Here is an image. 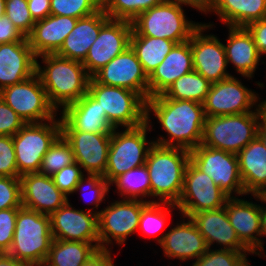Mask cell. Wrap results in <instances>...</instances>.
I'll list each match as a JSON object with an SVG mask.
<instances>
[{
	"mask_svg": "<svg viewBox=\"0 0 266 266\" xmlns=\"http://www.w3.org/2000/svg\"><path fill=\"white\" fill-rule=\"evenodd\" d=\"M152 112L168 135L167 139L162 135L153 140L155 144L188 151L201 144L206 120L202 103L158 95L146 101V118H150Z\"/></svg>",
	"mask_w": 266,
	"mask_h": 266,
	"instance_id": "obj_1",
	"label": "cell"
},
{
	"mask_svg": "<svg viewBox=\"0 0 266 266\" xmlns=\"http://www.w3.org/2000/svg\"><path fill=\"white\" fill-rule=\"evenodd\" d=\"M38 58H42L44 67L36 60V73L46 90L50 104L57 112L77 102L88 92L91 77L82 62L56 54H43L36 57Z\"/></svg>",
	"mask_w": 266,
	"mask_h": 266,
	"instance_id": "obj_2",
	"label": "cell"
},
{
	"mask_svg": "<svg viewBox=\"0 0 266 266\" xmlns=\"http://www.w3.org/2000/svg\"><path fill=\"white\" fill-rule=\"evenodd\" d=\"M189 161L190 151L154 143L145 162L150 177L151 197H159V202L177 204Z\"/></svg>",
	"mask_w": 266,
	"mask_h": 266,
	"instance_id": "obj_3",
	"label": "cell"
},
{
	"mask_svg": "<svg viewBox=\"0 0 266 266\" xmlns=\"http://www.w3.org/2000/svg\"><path fill=\"white\" fill-rule=\"evenodd\" d=\"M183 5L187 4L164 0L147 11L140 13L133 21L131 36H149L182 43L202 25L187 20Z\"/></svg>",
	"mask_w": 266,
	"mask_h": 266,
	"instance_id": "obj_4",
	"label": "cell"
},
{
	"mask_svg": "<svg viewBox=\"0 0 266 266\" xmlns=\"http://www.w3.org/2000/svg\"><path fill=\"white\" fill-rule=\"evenodd\" d=\"M53 240L49 215L22 206L7 254L30 265L37 264L46 260Z\"/></svg>",
	"mask_w": 266,
	"mask_h": 266,
	"instance_id": "obj_5",
	"label": "cell"
},
{
	"mask_svg": "<svg viewBox=\"0 0 266 266\" xmlns=\"http://www.w3.org/2000/svg\"><path fill=\"white\" fill-rule=\"evenodd\" d=\"M151 123L150 118H146L140 126L125 127L120 132L118 128L113 130L103 175L109 184L119 175L145 164L149 149L154 144L153 140H147V132L152 131Z\"/></svg>",
	"mask_w": 266,
	"mask_h": 266,
	"instance_id": "obj_6",
	"label": "cell"
},
{
	"mask_svg": "<svg viewBox=\"0 0 266 266\" xmlns=\"http://www.w3.org/2000/svg\"><path fill=\"white\" fill-rule=\"evenodd\" d=\"M263 112L206 117L201 144L238 154L258 136Z\"/></svg>",
	"mask_w": 266,
	"mask_h": 266,
	"instance_id": "obj_7",
	"label": "cell"
},
{
	"mask_svg": "<svg viewBox=\"0 0 266 266\" xmlns=\"http://www.w3.org/2000/svg\"><path fill=\"white\" fill-rule=\"evenodd\" d=\"M87 93L99 103L115 128L137 127L146 122V101L137 92L106 86L91 77Z\"/></svg>",
	"mask_w": 266,
	"mask_h": 266,
	"instance_id": "obj_8",
	"label": "cell"
},
{
	"mask_svg": "<svg viewBox=\"0 0 266 266\" xmlns=\"http://www.w3.org/2000/svg\"><path fill=\"white\" fill-rule=\"evenodd\" d=\"M61 135L60 119L41 123H26L12 136L18 173L39 172L43 156Z\"/></svg>",
	"mask_w": 266,
	"mask_h": 266,
	"instance_id": "obj_9",
	"label": "cell"
},
{
	"mask_svg": "<svg viewBox=\"0 0 266 266\" xmlns=\"http://www.w3.org/2000/svg\"><path fill=\"white\" fill-rule=\"evenodd\" d=\"M150 200L123 199L114 201L100 210L98 214L99 248L108 249L107 246L124 245L129 235L138 231L142 208ZM113 238V240H111Z\"/></svg>",
	"mask_w": 266,
	"mask_h": 266,
	"instance_id": "obj_10",
	"label": "cell"
},
{
	"mask_svg": "<svg viewBox=\"0 0 266 266\" xmlns=\"http://www.w3.org/2000/svg\"><path fill=\"white\" fill-rule=\"evenodd\" d=\"M0 97L26 123L46 122L57 116L37 73L20 83L3 88Z\"/></svg>",
	"mask_w": 266,
	"mask_h": 266,
	"instance_id": "obj_11",
	"label": "cell"
},
{
	"mask_svg": "<svg viewBox=\"0 0 266 266\" xmlns=\"http://www.w3.org/2000/svg\"><path fill=\"white\" fill-rule=\"evenodd\" d=\"M229 196L218 187L212 178L201 171L191 160L184 174V185L176 206L185 217L225 206Z\"/></svg>",
	"mask_w": 266,
	"mask_h": 266,
	"instance_id": "obj_12",
	"label": "cell"
},
{
	"mask_svg": "<svg viewBox=\"0 0 266 266\" xmlns=\"http://www.w3.org/2000/svg\"><path fill=\"white\" fill-rule=\"evenodd\" d=\"M190 160L212 178L229 197H234L235 194L236 197L246 195L237 154L200 144L190 151Z\"/></svg>",
	"mask_w": 266,
	"mask_h": 266,
	"instance_id": "obj_13",
	"label": "cell"
},
{
	"mask_svg": "<svg viewBox=\"0 0 266 266\" xmlns=\"http://www.w3.org/2000/svg\"><path fill=\"white\" fill-rule=\"evenodd\" d=\"M259 99L256 92L245 87L236 77L231 76L211 85L203 103L205 116L264 112L260 104H257ZM253 106L256 107L254 111L251 110Z\"/></svg>",
	"mask_w": 266,
	"mask_h": 266,
	"instance_id": "obj_14",
	"label": "cell"
},
{
	"mask_svg": "<svg viewBox=\"0 0 266 266\" xmlns=\"http://www.w3.org/2000/svg\"><path fill=\"white\" fill-rule=\"evenodd\" d=\"M213 25L210 22L202 23L189 39L193 68L211 84L232 76L226 71L228 63L224 44L214 34L204 35V32L213 28Z\"/></svg>",
	"mask_w": 266,
	"mask_h": 266,
	"instance_id": "obj_15",
	"label": "cell"
},
{
	"mask_svg": "<svg viewBox=\"0 0 266 266\" xmlns=\"http://www.w3.org/2000/svg\"><path fill=\"white\" fill-rule=\"evenodd\" d=\"M132 30V22L126 20L110 18L102 26L96 41L82 62L90 77L130 47Z\"/></svg>",
	"mask_w": 266,
	"mask_h": 266,
	"instance_id": "obj_16",
	"label": "cell"
},
{
	"mask_svg": "<svg viewBox=\"0 0 266 266\" xmlns=\"http://www.w3.org/2000/svg\"><path fill=\"white\" fill-rule=\"evenodd\" d=\"M69 200L50 217L53 239L99 243L98 214L100 211L77 210ZM92 210V211H91Z\"/></svg>",
	"mask_w": 266,
	"mask_h": 266,
	"instance_id": "obj_17",
	"label": "cell"
},
{
	"mask_svg": "<svg viewBox=\"0 0 266 266\" xmlns=\"http://www.w3.org/2000/svg\"><path fill=\"white\" fill-rule=\"evenodd\" d=\"M93 78L106 86L123 87L137 92L145 101L149 99L148 76L131 47L113 58Z\"/></svg>",
	"mask_w": 266,
	"mask_h": 266,
	"instance_id": "obj_18",
	"label": "cell"
},
{
	"mask_svg": "<svg viewBox=\"0 0 266 266\" xmlns=\"http://www.w3.org/2000/svg\"><path fill=\"white\" fill-rule=\"evenodd\" d=\"M61 135L71 146L75 162L85 173L105 174L111 133L61 131Z\"/></svg>",
	"mask_w": 266,
	"mask_h": 266,
	"instance_id": "obj_19",
	"label": "cell"
},
{
	"mask_svg": "<svg viewBox=\"0 0 266 266\" xmlns=\"http://www.w3.org/2000/svg\"><path fill=\"white\" fill-rule=\"evenodd\" d=\"M183 216V222L177 223L161 237H155V241L162 247L166 257L187 261L199 259L208 250L203 235L190 217ZM184 218H188L187 222Z\"/></svg>",
	"mask_w": 266,
	"mask_h": 266,
	"instance_id": "obj_20",
	"label": "cell"
},
{
	"mask_svg": "<svg viewBox=\"0 0 266 266\" xmlns=\"http://www.w3.org/2000/svg\"><path fill=\"white\" fill-rule=\"evenodd\" d=\"M22 206L30 210L51 215L69 199L54 184L51 176L26 173L20 176Z\"/></svg>",
	"mask_w": 266,
	"mask_h": 266,
	"instance_id": "obj_21",
	"label": "cell"
},
{
	"mask_svg": "<svg viewBox=\"0 0 266 266\" xmlns=\"http://www.w3.org/2000/svg\"><path fill=\"white\" fill-rule=\"evenodd\" d=\"M60 113L61 131L112 133L115 129L99 103L88 93L66 106Z\"/></svg>",
	"mask_w": 266,
	"mask_h": 266,
	"instance_id": "obj_22",
	"label": "cell"
},
{
	"mask_svg": "<svg viewBox=\"0 0 266 266\" xmlns=\"http://www.w3.org/2000/svg\"><path fill=\"white\" fill-rule=\"evenodd\" d=\"M224 207L239 240L250 251L264 253V241L259 238L262 205L235 196L229 197Z\"/></svg>",
	"mask_w": 266,
	"mask_h": 266,
	"instance_id": "obj_23",
	"label": "cell"
},
{
	"mask_svg": "<svg viewBox=\"0 0 266 266\" xmlns=\"http://www.w3.org/2000/svg\"><path fill=\"white\" fill-rule=\"evenodd\" d=\"M36 60L27 38L0 44V91L33 76Z\"/></svg>",
	"mask_w": 266,
	"mask_h": 266,
	"instance_id": "obj_24",
	"label": "cell"
},
{
	"mask_svg": "<svg viewBox=\"0 0 266 266\" xmlns=\"http://www.w3.org/2000/svg\"><path fill=\"white\" fill-rule=\"evenodd\" d=\"M203 235L208 248L213 244L220 249L251 252L240 240L230 224L225 207L195 213L190 217Z\"/></svg>",
	"mask_w": 266,
	"mask_h": 266,
	"instance_id": "obj_25",
	"label": "cell"
},
{
	"mask_svg": "<svg viewBox=\"0 0 266 266\" xmlns=\"http://www.w3.org/2000/svg\"><path fill=\"white\" fill-rule=\"evenodd\" d=\"M193 70L190 41L175 44L148 77L149 98L162 95L178 78Z\"/></svg>",
	"mask_w": 266,
	"mask_h": 266,
	"instance_id": "obj_26",
	"label": "cell"
},
{
	"mask_svg": "<svg viewBox=\"0 0 266 266\" xmlns=\"http://www.w3.org/2000/svg\"><path fill=\"white\" fill-rule=\"evenodd\" d=\"M77 18L49 15L36 21L32 32L27 36L34 55L55 54L67 35L75 28Z\"/></svg>",
	"mask_w": 266,
	"mask_h": 266,
	"instance_id": "obj_27",
	"label": "cell"
},
{
	"mask_svg": "<svg viewBox=\"0 0 266 266\" xmlns=\"http://www.w3.org/2000/svg\"><path fill=\"white\" fill-rule=\"evenodd\" d=\"M110 18L101 7L97 12L79 18L75 28L67 35L56 55L83 62L89 48L96 41L100 29Z\"/></svg>",
	"mask_w": 266,
	"mask_h": 266,
	"instance_id": "obj_28",
	"label": "cell"
},
{
	"mask_svg": "<svg viewBox=\"0 0 266 266\" xmlns=\"http://www.w3.org/2000/svg\"><path fill=\"white\" fill-rule=\"evenodd\" d=\"M227 43L224 44L227 63L234 65L237 73L251 79L262 57L255 47L252 35L245 27H228Z\"/></svg>",
	"mask_w": 266,
	"mask_h": 266,
	"instance_id": "obj_29",
	"label": "cell"
},
{
	"mask_svg": "<svg viewBox=\"0 0 266 266\" xmlns=\"http://www.w3.org/2000/svg\"><path fill=\"white\" fill-rule=\"evenodd\" d=\"M239 172L246 195H254L266 186V148L257 136L238 154Z\"/></svg>",
	"mask_w": 266,
	"mask_h": 266,
	"instance_id": "obj_30",
	"label": "cell"
},
{
	"mask_svg": "<svg viewBox=\"0 0 266 266\" xmlns=\"http://www.w3.org/2000/svg\"><path fill=\"white\" fill-rule=\"evenodd\" d=\"M209 12L219 16L227 27H246L266 18V0H213Z\"/></svg>",
	"mask_w": 266,
	"mask_h": 266,
	"instance_id": "obj_31",
	"label": "cell"
},
{
	"mask_svg": "<svg viewBox=\"0 0 266 266\" xmlns=\"http://www.w3.org/2000/svg\"><path fill=\"white\" fill-rule=\"evenodd\" d=\"M99 249V243L54 239L45 262L50 266H80Z\"/></svg>",
	"mask_w": 266,
	"mask_h": 266,
	"instance_id": "obj_32",
	"label": "cell"
},
{
	"mask_svg": "<svg viewBox=\"0 0 266 266\" xmlns=\"http://www.w3.org/2000/svg\"><path fill=\"white\" fill-rule=\"evenodd\" d=\"M176 43L163 38L149 36H131L130 47L149 77Z\"/></svg>",
	"mask_w": 266,
	"mask_h": 266,
	"instance_id": "obj_33",
	"label": "cell"
},
{
	"mask_svg": "<svg viewBox=\"0 0 266 266\" xmlns=\"http://www.w3.org/2000/svg\"><path fill=\"white\" fill-rule=\"evenodd\" d=\"M211 83L195 70L178 78L163 94L164 98L204 103Z\"/></svg>",
	"mask_w": 266,
	"mask_h": 266,
	"instance_id": "obj_34",
	"label": "cell"
},
{
	"mask_svg": "<svg viewBox=\"0 0 266 266\" xmlns=\"http://www.w3.org/2000/svg\"><path fill=\"white\" fill-rule=\"evenodd\" d=\"M112 184L117 186V193L124 199L142 200L151 197L150 177L145 164L119 175Z\"/></svg>",
	"mask_w": 266,
	"mask_h": 266,
	"instance_id": "obj_35",
	"label": "cell"
},
{
	"mask_svg": "<svg viewBox=\"0 0 266 266\" xmlns=\"http://www.w3.org/2000/svg\"><path fill=\"white\" fill-rule=\"evenodd\" d=\"M178 210L176 204L163 202H148L141 211L138 231L145 236L153 238L160 231L164 230L165 224L168 222L167 216L171 210Z\"/></svg>",
	"mask_w": 266,
	"mask_h": 266,
	"instance_id": "obj_36",
	"label": "cell"
},
{
	"mask_svg": "<svg viewBox=\"0 0 266 266\" xmlns=\"http://www.w3.org/2000/svg\"><path fill=\"white\" fill-rule=\"evenodd\" d=\"M164 0H102L104 13L111 19L132 22L140 13Z\"/></svg>",
	"mask_w": 266,
	"mask_h": 266,
	"instance_id": "obj_37",
	"label": "cell"
},
{
	"mask_svg": "<svg viewBox=\"0 0 266 266\" xmlns=\"http://www.w3.org/2000/svg\"><path fill=\"white\" fill-rule=\"evenodd\" d=\"M75 163L69 143L60 135L43 156L39 173L52 176L62 168Z\"/></svg>",
	"mask_w": 266,
	"mask_h": 266,
	"instance_id": "obj_38",
	"label": "cell"
},
{
	"mask_svg": "<svg viewBox=\"0 0 266 266\" xmlns=\"http://www.w3.org/2000/svg\"><path fill=\"white\" fill-rule=\"evenodd\" d=\"M102 0H50L51 15L83 18L97 12Z\"/></svg>",
	"mask_w": 266,
	"mask_h": 266,
	"instance_id": "obj_39",
	"label": "cell"
},
{
	"mask_svg": "<svg viewBox=\"0 0 266 266\" xmlns=\"http://www.w3.org/2000/svg\"><path fill=\"white\" fill-rule=\"evenodd\" d=\"M5 15L27 37L36 23L28 9L27 0H6Z\"/></svg>",
	"mask_w": 266,
	"mask_h": 266,
	"instance_id": "obj_40",
	"label": "cell"
},
{
	"mask_svg": "<svg viewBox=\"0 0 266 266\" xmlns=\"http://www.w3.org/2000/svg\"><path fill=\"white\" fill-rule=\"evenodd\" d=\"M246 253L258 255V257H266L262 252H240L227 249H211L208 248L199 259L192 262V266H235L238 260ZM262 254V255H261Z\"/></svg>",
	"mask_w": 266,
	"mask_h": 266,
	"instance_id": "obj_41",
	"label": "cell"
},
{
	"mask_svg": "<svg viewBox=\"0 0 266 266\" xmlns=\"http://www.w3.org/2000/svg\"><path fill=\"white\" fill-rule=\"evenodd\" d=\"M84 183L86 184L85 187H84ZM109 186H110V184L103 177V175L87 174V177L85 176V178H84V176H83L80 179V181L78 182V184L74 190V193H76L79 190L81 192H84L85 188L88 187V188H86V190H89V193L93 194L91 200L93 198L94 199L91 202H90V200H86L85 202L88 201V203L93 204V206H95V208L98 209L100 203L104 200L106 194L108 195V193H109V189H110ZM82 197H84V196H82ZM84 198H86V197H84Z\"/></svg>",
	"mask_w": 266,
	"mask_h": 266,
	"instance_id": "obj_42",
	"label": "cell"
},
{
	"mask_svg": "<svg viewBox=\"0 0 266 266\" xmlns=\"http://www.w3.org/2000/svg\"><path fill=\"white\" fill-rule=\"evenodd\" d=\"M22 207L20 177L0 176V210Z\"/></svg>",
	"mask_w": 266,
	"mask_h": 266,
	"instance_id": "obj_43",
	"label": "cell"
},
{
	"mask_svg": "<svg viewBox=\"0 0 266 266\" xmlns=\"http://www.w3.org/2000/svg\"><path fill=\"white\" fill-rule=\"evenodd\" d=\"M82 171L81 166L75 162L62 168L51 177L58 189L68 197L70 194L74 193L78 182L85 176Z\"/></svg>",
	"mask_w": 266,
	"mask_h": 266,
	"instance_id": "obj_44",
	"label": "cell"
},
{
	"mask_svg": "<svg viewBox=\"0 0 266 266\" xmlns=\"http://www.w3.org/2000/svg\"><path fill=\"white\" fill-rule=\"evenodd\" d=\"M0 176L20 177L12 136L0 135Z\"/></svg>",
	"mask_w": 266,
	"mask_h": 266,
	"instance_id": "obj_45",
	"label": "cell"
},
{
	"mask_svg": "<svg viewBox=\"0 0 266 266\" xmlns=\"http://www.w3.org/2000/svg\"><path fill=\"white\" fill-rule=\"evenodd\" d=\"M18 209L0 210V253H8L12 246Z\"/></svg>",
	"mask_w": 266,
	"mask_h": 266,
	"instance_id": "obj_46",
	"label": "cell"
},
{
	"mask_svg": "<svg viewBox=\"0 0 266 266\" xmlns=\"http://www.w3.org/2000/svg\"><path fill=\"white\" fill-rule=\"evenodd\" d=\"M26 122L0 97V135L14 136Z\"/></svg>",
	"mask_w": 266,
	"mask_h": 266,
	"instance_id": "obj_47",
	"label": "cell"
},
{
	"mask_svg": "<svg viewBox=\"0 0 266 266\" xmlns=\"http://www.w3.org/2000/svg\"><path fill=\"white\" fill-rule=\"evenodd\" d=\"M252 35L260 55H266V18L254 21L245 27Z\"/></svg>",
	"mask_w": 266,
	"mask_h": 266,
	"instance_id": "obj_48",
	"label": "cell"
},
{
	"mask_svg": "<svg viewBox=\"0 0 266 266\" xmlns=\"http://www.w3.org/2000/svg\"><path fill=\"white\" fill-rule=\"evenodd\" d=\"M26 38L27 37L13 25L7 15L0 18V44L24 41Z\"/></svg>",
	"mask_w": 266,
	"mask_h": 266,
	"instance_id": "obj_49",
	"label": "cell"
},
{
	"mask_svg": "<svg viewBox=\"0 0 266 266\" xmlns=\"http://www.w3.org/2000/svg\"><path fill=\"white\" fill-rule=\"evenodd\" d=\"M27 4L35 22L51 15L50 0H27Z\"/></svg>",
	"mask_w": 266,
	"mask_h": 266,
	"instance_id": "obj_50",
	"label": "cell"
},
{
	"mask_svg": "<svg viewBox=\"0 0 266 266\" xmlns=\"http://www.w3.org/2000/svg\"><path fill=\"white\" fill-rule=\"evenodd\" d=\"M112 248L109 249H99L96 253H94L90 259H88L85 263L80 266H114L113 257L111 255Z\"/></svg>",
	"mask_w": 266,
	"mask_h": 266,
	"instance_id": "obj_51",
	"label": "cell"
},
{
	"mask_svg": "<svg viewBox=\"0 0 266 266\" xmlns=\"http://www.w3.org/2000/svg\"><path fill=\"white\" fill-rule=\"evenodd\" d=\"M187 4L191 8L197 9L199 12L207 14L213 0H171Z\"/></svg>",
	"mask_w": 266,
	"mask_h": 266,
	"instance_id": "obj_52",
	"label": "cell"
},
{
	"mask_svg": "<svg viewBox=\"0 0 266 266\" xmlns=\"http://www.w3.org/2000/svg\"><path fill=\"white\" fill-rule=\"evenodd\" d=\"M0 266H31L28 263L17 260L7 253H0Z\"/></svg>",
	"mask_w": 266,
	"mask_h": 266,
	"instance_id": "obj_53",
	"label": "cell"
},
{
	"mask_svg": "<svg viewBox=\"0 0 266 266\" xmlns=\"http://www.w3.org/2000/svg\"><path fill=\"white\" fill-rule=\"evenodd\" d=\"M258 137L262 140L266 148V112L265 111L261 114V117H260Z\"/></svg>",
	"mask_w": 266,
	"mask_h": 266,
	"instance_id": "obj_54",
	"label": "cell"
},
{
	"mask_svg": "<svg viewBox=\"0 0 266 266\" xmlns=\"http://www.w3.org/2000/svg\"><path fill=\"white\" fill-rule=\"evenodd\" d=\"M251 196H254V199H256V201L258 199L260 202H264L266 204V186L262 187L257 193ZM261 208L266 209V206H262Z\"/></svg>",
	"mask_w": 266,
	"mask_h": 266,
	"instance_id": "obj_55",
	"label": "cell"
},
{
	"mask_svg": "<svg viewBox=\"0 0 266 266\" xmlns=\"http://www.w3.org/2000/svg\"><path fill=\"white\" fill-rule=\"evenodd\" d=\"M260 236H266V209L261 212Z\"/></svg>",
	"mask_w": 266,
	"mask_h": 266,
	"instance_id": "obj_56",
	"label": "cell"
},
{
	"mask_svg": "<svg viewBox=\"0 0 266 266\" xmlns=\"http://www.w3.org/2000/svg\"><path fill=\"white\" fill-rule=\"evenodd\" d=\"M248 254H249V253L244 254V255L238 260V262L236 263L235 266H252V265H250V262H249L248 259H247V255H248Z\"/></svg>",
	"mask_w": 266,
	"mask_h": 266,
	"instance_id": "obj_57",
	"label": "cell"
},
{
	"mask_svg": "<svg viewBox=\"0 0 266 266\" xmlns=\"http://www.w3.org/2000/svg\"><path fill=\"white\" fill-rule=\"evenodd\" d=\"M5 1L6 0H0V18L5 15Z\"/></svg>",
	"mask_w": 266,
	"mask_h": 266,
	"instance_id": "obj_58",
	"label": "cell"
},
{
	"mask_svg": "<svg viewBox=\"0 0 266 266\" xmlns=\"http://www.w3.org/2000/svg\"><path fill=\"white\" fill-rule=\"evenodd\" d=\"M31 266H50L47 262L43 261V262H39L37 264H33Z\"/></svg>",
	"mask_w": 266,
	"mask_h": 266,
	"instance_id": "obj_59",
	"label": "cell"
},
{
	"mask_svg": "<svg viewBox=\"0 0 266 266\" xmlns=\"http://www.w3.org/2000/svg\"><path fill=\"white\" fill-rule=\"evenodd\" d=\"M260 107L264 110L266 108V99L264 101H259Z\"/></svg>",
	"mask_w": 266,
	"mask_h": 266,
	"instance_id": "obj_60",
	"label": "cell"
}]
</instances>
